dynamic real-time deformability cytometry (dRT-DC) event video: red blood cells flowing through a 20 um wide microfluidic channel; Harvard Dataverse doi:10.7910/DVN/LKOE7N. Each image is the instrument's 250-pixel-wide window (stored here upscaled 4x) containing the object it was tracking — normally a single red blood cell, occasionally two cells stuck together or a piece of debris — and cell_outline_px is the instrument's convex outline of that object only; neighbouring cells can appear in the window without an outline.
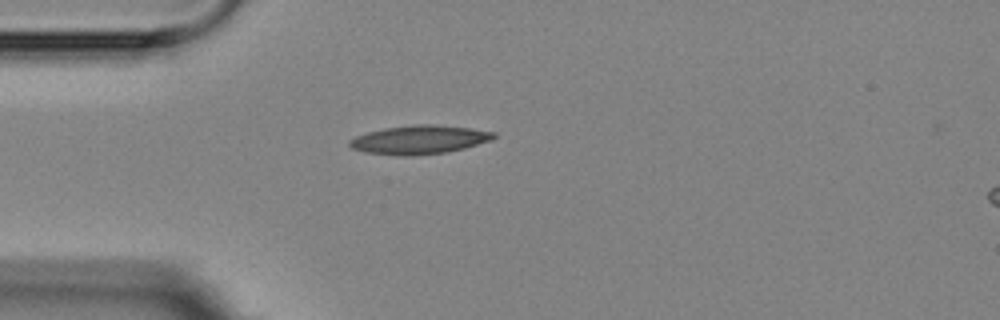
{"species": "Egyptian fruit bat (a non-hibernating species)", "species_latin": "Rousettus aegyptiacus", "temperature_condition": "room temperature", "stored_images_in_passage": 6, "camera_frame_rate_fps": 3000, "um_per_image_px": 0.085, "animal": {"sex": "female"}, "frame": {"image": 1, "passage_image": 6, "time_ms": 5.667, "image_size_px": [1000, 320], "cell_outline_px": [[496, 136], [492, 140], [464, 148], [448, 152], [412, 156], [400, 156], [368, 152], [352, 148], [348, 144], [348, 140], [356, 136], [368, 132], [384, 128], [412, 124], [436, 124], [472, 128], [496, 132]], "centroid_in_image_um": [35.67, 11.86], "position_along_channel_um": 49.3, "area_um2": 24.28}}